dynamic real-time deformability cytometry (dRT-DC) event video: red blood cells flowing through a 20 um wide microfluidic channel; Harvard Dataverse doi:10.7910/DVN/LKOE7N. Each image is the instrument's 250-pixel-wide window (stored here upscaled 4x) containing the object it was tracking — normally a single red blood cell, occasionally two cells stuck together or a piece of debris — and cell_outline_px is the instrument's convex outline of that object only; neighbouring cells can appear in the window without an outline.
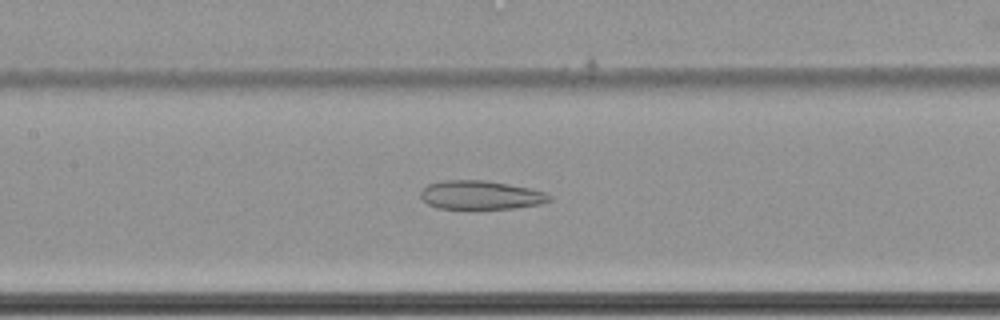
{"species": "common noctule bat (a hibernating species)", "species_latin": "Nyctalus noctula", "temperature_condition": "cold", "stored_images_in_passage": 65, "camera_frame_rate_fps": 3000, "um_per_image_px": 0.085, "animal": {"sex": "female", "body_mass_g": 22.7, "forearm_length_mm": 54.2}, "frame": {"image": 1, "passage_image": 34, "time_ms": 11.0, "image_size_px": [1000, 320], "cell_outline_px": [[552, 200], [540, 204], [512, 208], [472, 212], [436, 208], [428, 204], [420, 196], [420, 192], [428, 184], [440, 180], [484, 180], [508, 184], [528, 188], [544, 192], [552, 196]], "centroid_in_image_um": [40.81, 16.63], "position_along_channel_um": 166.6, "area_um2": 22.48}}
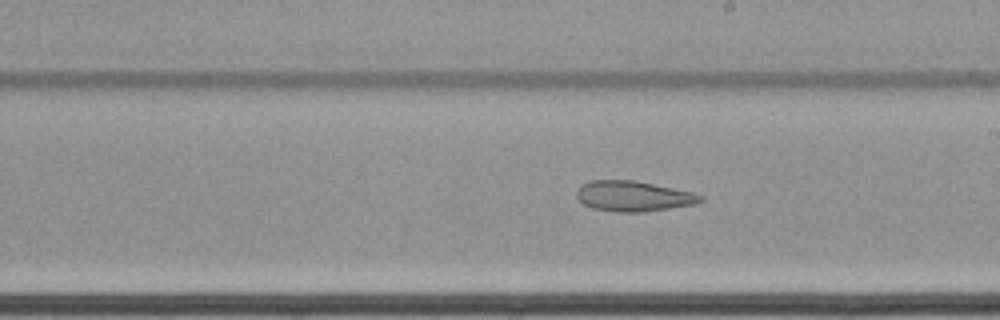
{"frame": {"image": 2, "passage_image": 40, "time_ms": 13.0, "image_size_px": [1000, 320], "cell_outline_px": [[704, 200], [692, 204], [644, 212], [616, 212], [592, 208], [584, 204], [576, 196], [576, 192], [580, 184], [588, 180], [632, 180], [692, 192], [704, 196]], "centroid_in_image_um": [53.78, 16.67], "position_along_channel_um": 235.2, "area_um2": 21.79}}
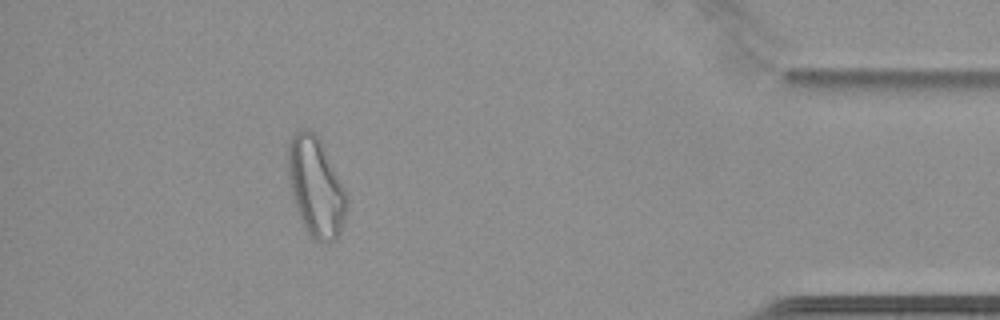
{"frame": {"image": 3, "passage_image": 59, "time_ms": 19.333, "image_size_px": [1000, 320], "cell_outline_px": [[344, 220], [340, 232], [336, 240], [324, 244], [320, 244], [312, 240], [304, 228], [296, 208], [292, 196], [288, 176], [288, 140], [300, 128], [308, 128], [316, 132], [320, 140], [344, 192]], "centroid_in_image_um": [26.78, 15.91], "position_along_channel_um": 408.4, "area_um2": 33.47}}